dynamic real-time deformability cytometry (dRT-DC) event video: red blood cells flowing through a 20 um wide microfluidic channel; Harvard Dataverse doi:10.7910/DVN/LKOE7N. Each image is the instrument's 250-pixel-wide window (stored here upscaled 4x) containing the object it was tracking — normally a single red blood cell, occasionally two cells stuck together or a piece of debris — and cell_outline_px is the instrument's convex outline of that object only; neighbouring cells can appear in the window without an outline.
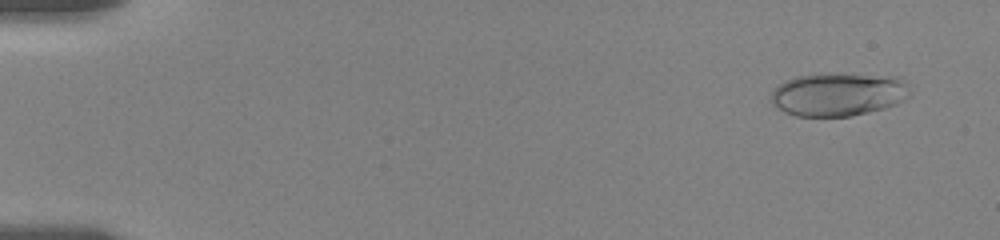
{"species": "human", "species_latin": "Homo sapiens", "temperature_condition": "room temperature", "stored_images_in_passage": 53, "camera_frame_rate_fps": 3000, "um_per_image_px": 0.085, "donor": {"sex": "female"}, "frame": {"image": 1, "passage_image": 3, "time_ms": 1.0, "image_size_px": [1000, 240], "cell_outline_px": [[912, 96], [896, 104], [884, 108], [852, 116], [796, 116], [784, 112], [772, 104], [768, 100], [772, 92], [780, 84], [796, 76], [820, 72], [828, 72], [900, 76], [904, 80], [912, 92]], "centroid_in_image_um": [71.29, 7.99], "position_along_channel_um": 13.7, "area_um2": 35.95}}
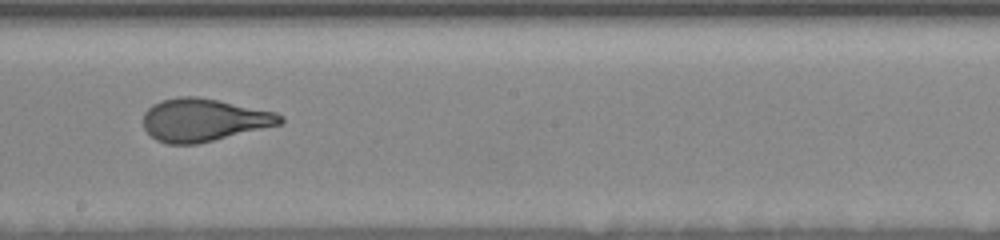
{"frame": {"image": 2, "passage_image": 30, "time_ms": 10.667, "image_size_px": [1000, 240], "cell_outline_px": [[284, 120], [280, 124], [196, 144], [168, 144], [156, 140], [144, 128], [144, 112], [152, 104], [160, 100], [180, 96], [196, 96], [276, 112], [284, 116]], "centroid_in_image_um": [17.28, 10.19], "position_along_channel_um": 230.9, "area_um2": 33.81}}
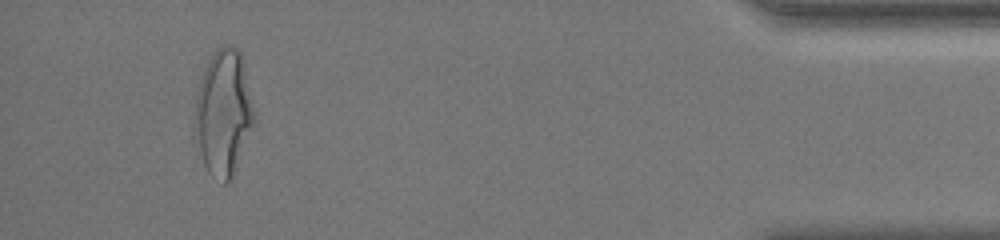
{"frame": {"image": 3, "passage_image": 51, "time_ms": 17.333, "image_size_px": [1000, 240], "cell_outline_px": [[256, 120], [232, 180], [228, 184], [224, 184], [208, 172], [204, 164], [192, 136], [196, 96], [200, 80], [204, 68], [208, 60], [216, 48], [224, 44], [228, 44], [240, 48], [244, 60]], "centroid_in_image_um": [18.99, 9.58], "position_along_channel_um": 416.2, "area_um2": 44.74}, "authors_computed_cell_mechanics": {"area_um2": 34.391, "velocity_mm_per_s": 3.6332, "shape_relaxation_time_tau1_ms": 5.5034, "shape_relaxation_time_tau2_ms": null, "deformation_change_tau1": 0.2097, "deformation_change_tau2": null}}